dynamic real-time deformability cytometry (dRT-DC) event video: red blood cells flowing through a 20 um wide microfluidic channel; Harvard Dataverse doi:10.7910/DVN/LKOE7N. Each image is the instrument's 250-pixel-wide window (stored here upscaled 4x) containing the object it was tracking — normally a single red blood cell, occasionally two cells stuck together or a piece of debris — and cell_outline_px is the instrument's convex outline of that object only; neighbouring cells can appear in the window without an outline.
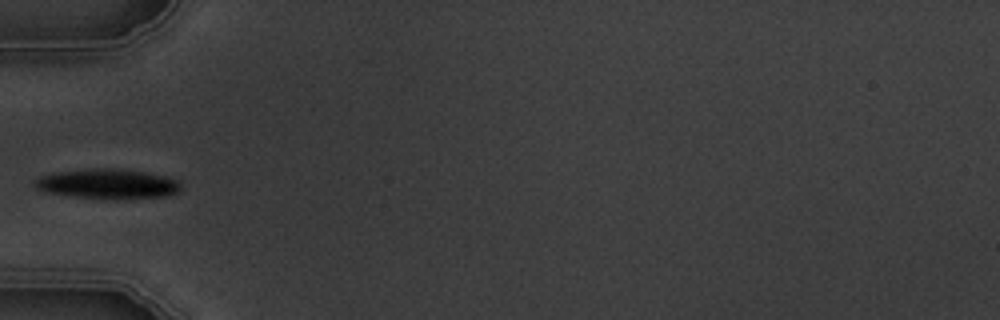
{"species": "common noctule bat (a hibernating species)", "species_latin": "Nyctalus noctula", "temperature_condition": "warm", "stored_images_in_passage": 4, "camera_frame_rate_fps": 3000, "um_per_image_px": 0.085, "animal": {"sex": "male", "body_mass_g": 19.5, "forearm_length_mm": 54.6}, "frame": {"image": 1, "passage_image": 4, "time_ms": 3.333, "image_size_px": [1000, 320], "cell_outline_px": [[180, 192], [168, 196], [120, 200], [116, 200], [72, 196], [48, 192], [36, 188], [36, 180], [40, 176], [56, 172], [92, 168], [116, 168], [144, 172], [164, 176], [180, 180]], "centroid_in_image_um": [9.23, 15.64], "position_along_channel_um": 75.8, "area_um2": 25.61}}